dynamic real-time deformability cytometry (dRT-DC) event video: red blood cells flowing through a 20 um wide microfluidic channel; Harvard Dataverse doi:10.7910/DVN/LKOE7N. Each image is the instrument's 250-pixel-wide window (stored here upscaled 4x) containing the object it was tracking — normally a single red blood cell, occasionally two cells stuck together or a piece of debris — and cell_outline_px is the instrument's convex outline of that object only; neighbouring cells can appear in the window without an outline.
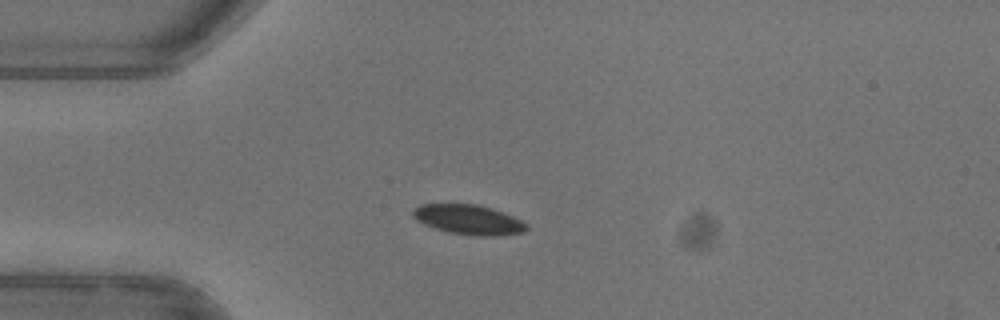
{"species": "common noctule bat (a hibernating species)", "species_latin": "Nyctalus noctula", "temperature_condition": "warm", "stored_images_in_passage": 39, "camera_frame_rate_fps": 3000, "um_per_image_px": 0.085, "animal": {"sex": "female"}, "frame": {"image": 1, "passage_image": 1, "time_ms": 0.0, "image_size_px": [1000, 320], "cell_outline_px": [[528, 228], [524, 232], [492, 236], [480, 236], [448, 232], [424, 224], [416, 220], [412, 216], [412, 212], [420, 204], [476, 204], [492, 208], [504, 212], [528, 224]], "centroid_in_image_um": [39.83, 18.66], "position_along_channel_um": 45.2, "area_um2": 19.59}}
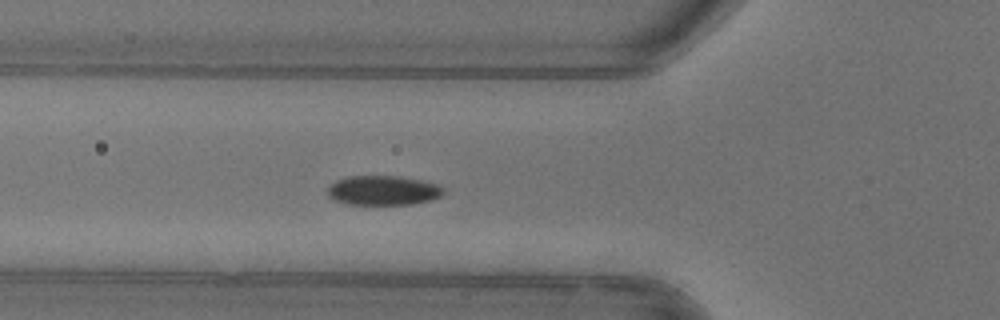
{"frame": {"image": 2, "passage_image": 6, "time_ms": 1.667, "image_size_px": [1000, 320], "cell_outline_px": [[444, 192], [440, 196], [432, 200], [408, 204], [348, 204], [336, 200], [328, 196], [328, 188], [336, 180], [348, 176], [400, 176], [440, 184], [444, 188]], "centroid_in_image_um": [32.6, 16.17], "position_along_channel_um": 93.2, "area_um2": 19.88}, "authors_computed_cell_mechanics": {"area_um2": 20.3456, "velocity_mm_per_s": 3.9587, "shape_relaxation_time_tau1_ms": 2.7992, "shape_relaxation_time_tau2_ms": null, "deformation_change_tau1": 0.0916, "deformation_change_tau2": null}}